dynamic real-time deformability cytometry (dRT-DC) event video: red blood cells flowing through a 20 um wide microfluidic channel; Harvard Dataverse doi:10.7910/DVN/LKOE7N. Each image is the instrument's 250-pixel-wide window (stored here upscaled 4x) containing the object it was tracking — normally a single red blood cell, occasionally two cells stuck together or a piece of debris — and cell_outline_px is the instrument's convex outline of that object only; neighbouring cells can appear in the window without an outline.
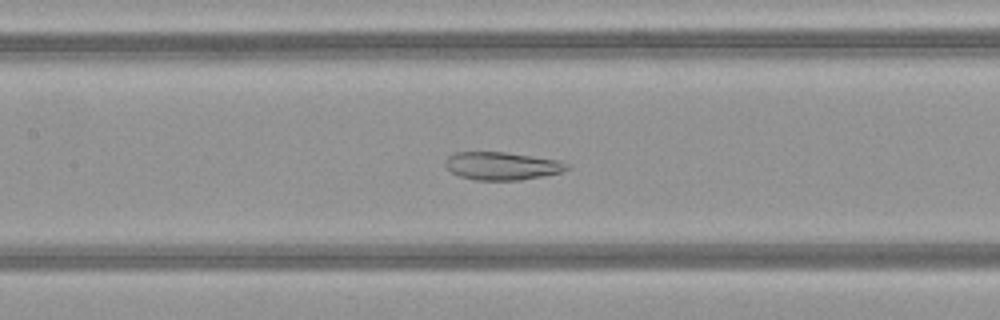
{"species": "common noctule bat (a hibernating species)", "species_latin": "Nyctalus noctula", "temperature_condition": "warm", "stored_images_in_passage": 49, "camera_frame_rate_fps": 3000, "um_per_image_px": 0.085, "animal": {"sex": "female", "body_mass_g": 21.9}, "frame": {"image": 1, "passage_image": 23, "time_ms": 7.333, "image_size_px": [1000, 320], "cell_outline_px": [[572, 168], [560, 172], [544, 176], [520, 180], [472, 180], [460, 176], [452, 172], [444, 164], [444, 160], [448, 156], [456, 152], [504, 152], [560, 160], [568, 164]], "centroid_in_image_um": [42.68, 14.1], "position_along_channel_um": 164.7, "area_um2": 19.88}}
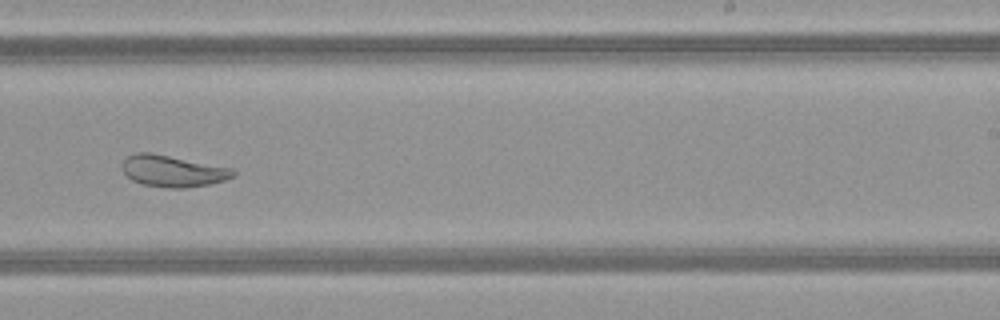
{"frame": {"image": 2, "passage_image": 31, "time_ms": 10.0, "image_size_px": [1000, 320], "cell_outline_px": [[236, 172], [232, 176], [224, 180], [208, 184], [184, 188], [168, 188], [144, 184], [132, 180], [120, 168], [124, 160], [128, 156], [136, 152], [152, 152], [232, 168]], "centroid_in_image_um": [14.65, 14.52], "position_along_channel_um": 274.3, "area_um2": 20.29}}
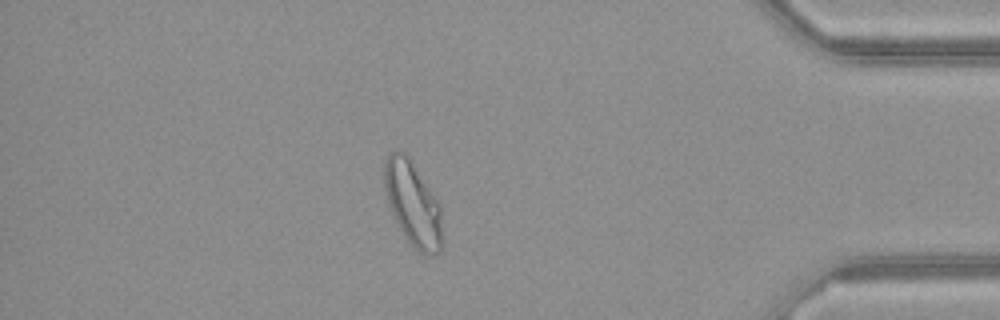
{"frame": {"image": 3, "passage_image": 43, "time_ms": 14.0, "image_size_px": [1000, 320], "cell_outline_px": [[444, 244], [440, 252], [424, 256], [408, 240], [400, 228], [388, 204], [384, 188], [384, 160], [396, 148], [404, 152], [412, 160], [440, 204]], "centroid_in_image_um": [35.12, 17.31], "position_along_channel_um": 400.1, "area_um2": 28.78}, "authors_computed_cell_mechanics": {"area_um2": 27.6284, "velocity_mm_per_s": 4.1276, "shape_relaxation_time_tau1_ms": null, "shape_relaxation_time_tau2_ms": 1.9762, "deformation_change_tau1": null, "deformation_change_tau2": 0.0855}}